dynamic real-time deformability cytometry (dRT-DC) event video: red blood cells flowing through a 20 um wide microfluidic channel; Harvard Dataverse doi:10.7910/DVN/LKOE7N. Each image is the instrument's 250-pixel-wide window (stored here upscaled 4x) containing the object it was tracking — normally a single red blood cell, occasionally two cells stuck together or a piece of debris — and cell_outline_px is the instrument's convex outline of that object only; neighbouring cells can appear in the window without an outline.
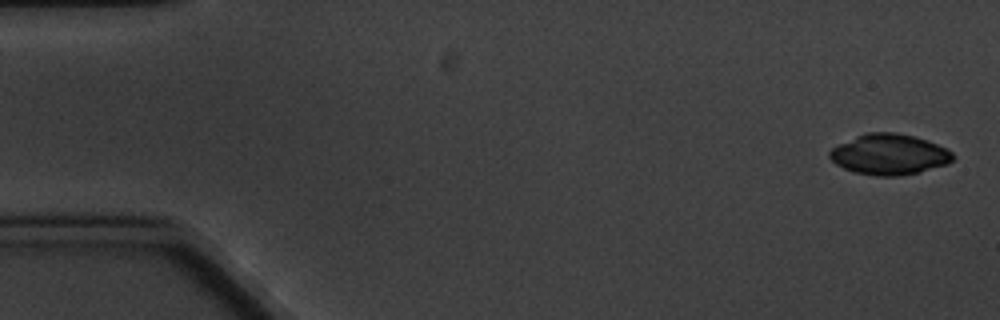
{"species": "common noctule bat (a hibernating species)", "species_latin": "Nyctalus noctula", "temperature_condition": "cold", "stored_images_in_passage": 7, "camera_frame_rate_fps": 3000, "um_per_image_px": 0.085, "animal": {"sex": "male", "body_mass_g": 20.1, "forearm_length_mm": 53.5}, "frame": {"image": 1, "passage_image": 1, "time_ms": 0.0, "image_size_px": [1000, 320], "cell_outline_px": [[952, 160], [948, 164], [920, 172], [900, 176], [876, 176], [852, 172], [836, 164], [828, 156], [828, 152], [832, 148], [856, 136], [868, 132], [896, 132], [928, 140], [952, 152]], "centroid_in_image_um": [75.57, 13.13], "position_along_channel_um": 9.4, "area_um2": 29.13}}